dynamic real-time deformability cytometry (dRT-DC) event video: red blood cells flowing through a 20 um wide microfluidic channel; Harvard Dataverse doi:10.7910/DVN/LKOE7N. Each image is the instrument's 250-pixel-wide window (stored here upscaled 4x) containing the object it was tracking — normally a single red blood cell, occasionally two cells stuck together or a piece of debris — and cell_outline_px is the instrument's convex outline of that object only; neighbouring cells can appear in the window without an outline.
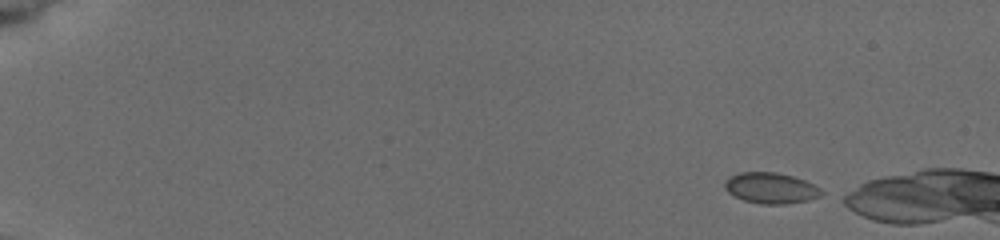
{"species": "common noctule bat (a hibernating species)", "species_latin": "Nyctalus noctula", "temperature_condition": "cold", "stored_images_in_passage": 8, "camera_frame_rate_fps": 3000, "um_per_image_px": 0.085, "animal": {"sex": "female", "body_mass_g": 19.5, "forearm_length_mm": 54.1}, "frame": {"image": 1, "passage_image": 1, "time_ms": 0.0, "image_size_px": [1000, 240], "cell_outline_px": [[824, 192], [820, 196], [808, 200], [784, 204], [760, 204], [744, 200], [728, 192], [724, 188], [724, 180], [728, 176], [740, 172], [776, 172], [792, 176], [804, 180], [820, 188]], "centroid_in_image_um": [65.49, 15.98], "position_along_channel_um": 19.5, "area_um2": 17.4}}
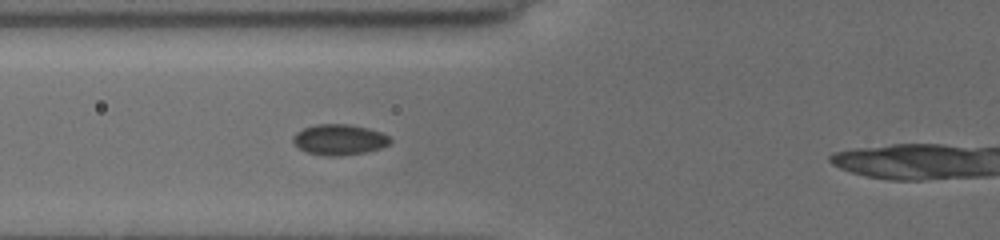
{"frame": {"image": 2, "passage_image": 8, "time_ms": 5.667, "image_size_px": [1000, 240], "cell_outline_px": [[392, 140], [388, 144], [380, 148], [368, 152], [336, 156], [324, 156], [304, 152], [292, 140], [292, 136], [296, 132], [304, 128], [316, 124], [348, 124], [368, 128], [380, 132], [388, 136]], "centroid_in_image_um": [28.82, 11.87], "position_along_channel_um": 97.0, "area_um2": 17.4}}